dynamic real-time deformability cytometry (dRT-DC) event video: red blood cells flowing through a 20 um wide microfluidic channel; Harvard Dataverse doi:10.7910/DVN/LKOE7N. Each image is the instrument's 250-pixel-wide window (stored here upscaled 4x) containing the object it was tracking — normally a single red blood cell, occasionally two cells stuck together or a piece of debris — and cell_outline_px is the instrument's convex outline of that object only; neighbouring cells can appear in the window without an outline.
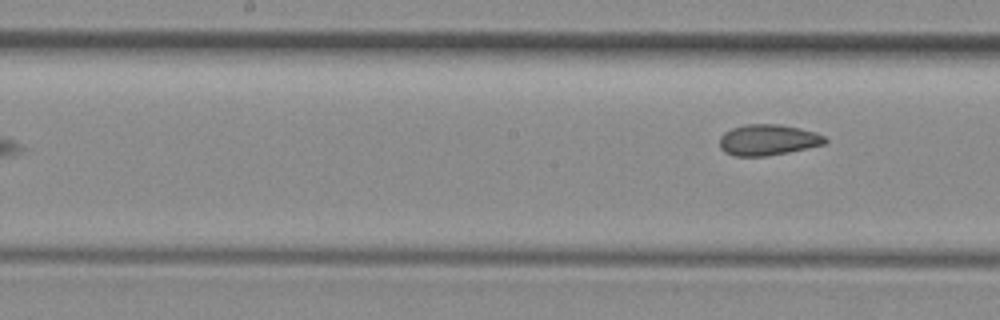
{"species": "common noctule bat (a hibernating species)", "species_latin": "Nyctalus noctula", "temperature_condition": "room temperature", "stored_images_in_passage": 9, "camera_frame_rate_fps": 3000, "um_per_image_px": 0.085, "animal": {"sex": "female", "body_mass_g": 29.2, "forearm_length_mm": 56.3}, "frame": {"image": 1, "passage_image": 9, "time_ms": 2.667, "image_size_px": [1000, 320], "cell_outline_px": [[828, 140], [824, 144], [788, 152], [764, 156], [736, 156], [724, 152], [720, 148], [720, 136], [724, 132], [732, 128], [744, 124], [780, 124], [800, 128], [816, 132], [824, 136]], "centroid_in_image_um": [65.26, 11.88], "position_along_channel_um": 182.9, "area_um2": 19.02}}